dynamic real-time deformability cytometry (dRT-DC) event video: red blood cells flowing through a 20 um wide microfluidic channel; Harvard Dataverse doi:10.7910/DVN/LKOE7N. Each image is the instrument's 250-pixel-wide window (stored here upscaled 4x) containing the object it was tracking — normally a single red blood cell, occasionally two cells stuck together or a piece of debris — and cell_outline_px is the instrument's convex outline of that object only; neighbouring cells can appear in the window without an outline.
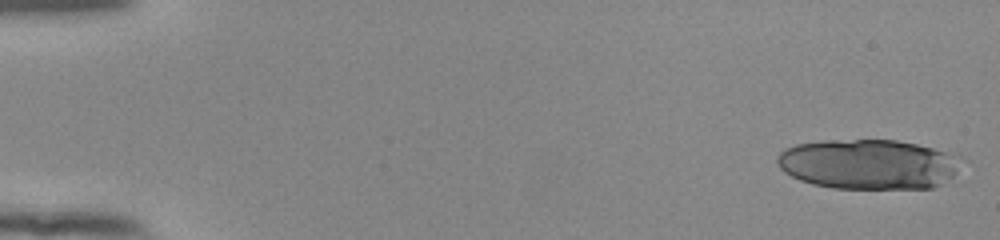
{"species": "human", "species_latin": "Homo sapiens", "temperature_condition": "room temperature", "stored_images_in_passage": 18, "camera_frame_rate_fps": 3000, "um_per_image_px": 0.085, "donor": {"sex": "female"}, "frame": {"image": 1, "passage_image": 1, "time_ms": 0.0, "image_size_px": [1000, 240], "cell_outline_px": [[972, 160], [952, 176], [940, 184], [932, 188], [832, 188], [812, 184], [800, 180], [784, 172], [780, 168], [776, 160], [776, 156], [784, 148], [796, 144], [820, 140], [896, 140], [916, 144], [932, 148], [960, 156]], "centroid_in_image_um": [73.87, 13.95], "position_along_channel_um": 11.1, "area_um2": 54.33}}